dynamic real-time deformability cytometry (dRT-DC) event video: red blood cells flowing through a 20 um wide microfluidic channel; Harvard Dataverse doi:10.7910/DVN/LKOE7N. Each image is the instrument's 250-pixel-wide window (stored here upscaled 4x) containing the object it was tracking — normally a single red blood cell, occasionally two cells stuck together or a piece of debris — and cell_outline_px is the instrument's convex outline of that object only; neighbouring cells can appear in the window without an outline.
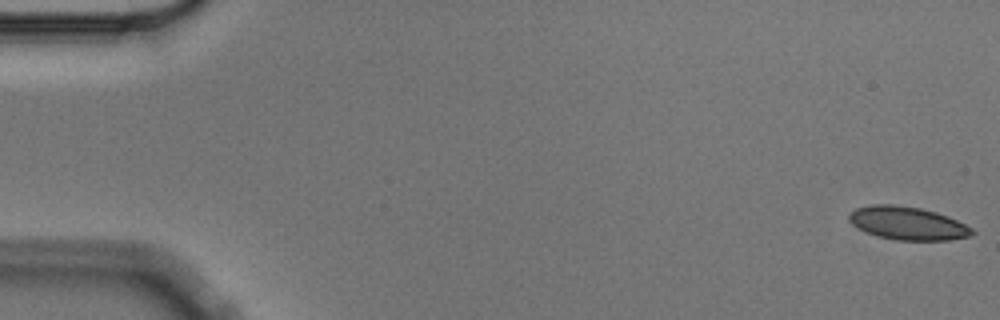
{"species": "Egyptian fruit bat (a non-hibernating species)", "species_latin": "Rousettus aegyptiacus", "temperature_condition": "cold", "stored_images_in_passage": 6, "camera_frame_rate_fps": 3000, "um_per_image_px": 0.085, "animal": {"sex": "male"}, "frame": {"image": 1, "passage_image": 1, "time_ms": 0.0, "image_size_px": [1000, 320], "cell_outline_px": [[976, 232], [968, 236], [948, 240], [896, 240], [876, 236], [864, 232], [852, 224], [848, 220], [848, 216], [856, 208], [872, 204], [892, 204], [920, 208], [936, 212], [948, 216], [972, 228]], "centroid_in_image_um": [77.11, 18.98], "position_along_channel_um": 7.9, "area_um2": 23.76}}